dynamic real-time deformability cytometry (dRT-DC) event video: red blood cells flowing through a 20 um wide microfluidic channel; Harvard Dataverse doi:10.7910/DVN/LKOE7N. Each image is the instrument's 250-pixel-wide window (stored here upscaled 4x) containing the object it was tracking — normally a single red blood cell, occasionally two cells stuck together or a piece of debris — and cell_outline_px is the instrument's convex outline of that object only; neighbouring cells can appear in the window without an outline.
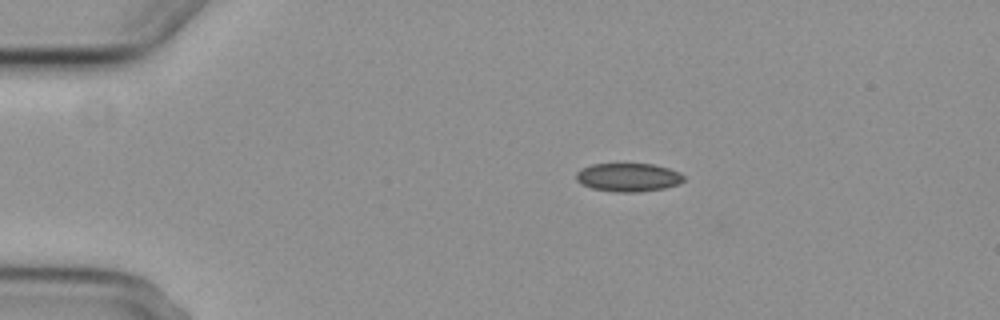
{"species": "common noctule bat (a hibernating species)", "species_latin": "Nyctalus noctula", "temperature_condition": "cold", "stored_images_in_passage": 1, "camera_frame_rate_fps": 3000, "um_per_image_px": 0.085, "animal": {"sex": "female", "body_mass_g": 29.2, "forearm_length_mm": 56.3}, "frame": {"image": 1, "passage_image": 1, "time_ms": 0.0, "image_size_px": [1000, 320], "cell_outline_px": [[684, 180], [680, 184], [664, 188], [640, 192], [616, 192], [592, 188], [580, 184], [576, 180], [576, 172], [592, 164], [652, 164], [668, 168], [680, 172], [684, 176]], "centroid_in_image_um": [53.41, 15.08], "position_along_channel_um": 31.6, "area_um2": 17.86}}